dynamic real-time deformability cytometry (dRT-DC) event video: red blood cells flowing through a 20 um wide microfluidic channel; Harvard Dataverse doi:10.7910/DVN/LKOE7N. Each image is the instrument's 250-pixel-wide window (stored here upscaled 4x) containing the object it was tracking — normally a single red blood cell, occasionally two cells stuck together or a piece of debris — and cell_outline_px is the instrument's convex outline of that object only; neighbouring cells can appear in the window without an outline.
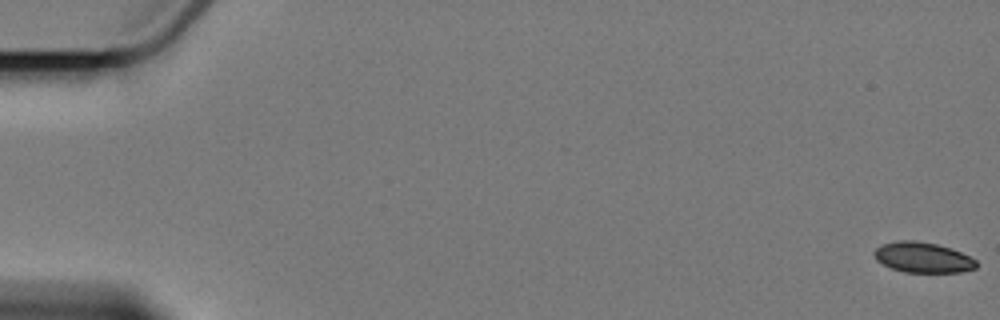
{"species": "Egyptian fruit bat (a non-hibernating species)", "species_latin": "Rousettus aegyptiacus", "temperature_condition": "cold", "stored_images_in_passage": 6, "camera_frame_rate_fps": 3000, "um_per_image_px": 0.085, "animal": {"sex": "female"}, "frame": {"image": 1, "passage_image": 1, "time_ms": 0.0, "image_size_px": [1000, 320], "cell_outline_px": [[976, 268], [960, 272], [904, 272], [892, 268], [876, 260], [872, 252], [880, 244], [896, 240], [912, 240], [936, 244], [952, 248], [976, 260]], "centroid_in_image_um": [78.4, 21.87], "position_along_channel_um": 6.6, "area_um2": 18.09}}